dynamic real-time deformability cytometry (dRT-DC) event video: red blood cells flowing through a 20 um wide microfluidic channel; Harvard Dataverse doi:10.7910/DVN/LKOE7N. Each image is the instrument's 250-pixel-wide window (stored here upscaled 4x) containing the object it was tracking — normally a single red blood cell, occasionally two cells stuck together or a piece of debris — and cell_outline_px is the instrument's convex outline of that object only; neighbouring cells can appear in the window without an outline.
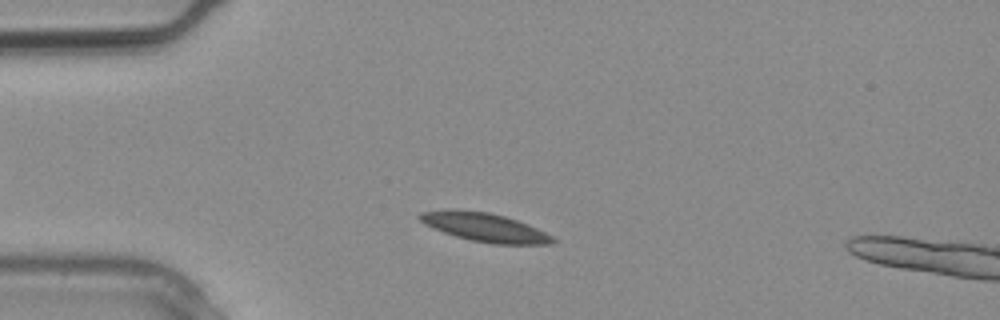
{"species": "common noctule bat (a hibernating species)", "species_latin": "Nyctalus noctula", "temperature_condition": "warm", "stored_images_in_passage": 6, "camera_frame_rate_fps": 3000, "um_per_image_px": 0.085, "animal": {"sex": "male", "body_mass_g": 20.4}, "frame": {"image": 1, "passage_image": 4, "time_ms": 1.0, "image_size_px": [1000, 320], "cell_outline_px": [[556, 240], [552, 244], [492, 244], [472, 240], [456, 236], [444, 232], [424, 224], [416, 216], [420, 212], [452, 208], [488, 212], [504, 216], [528, 224], [552, 236]], "centroid_in_image_um": [41.16, 19.3], "position_along_channel_um": 43.8, "area_um2": 22.2}}